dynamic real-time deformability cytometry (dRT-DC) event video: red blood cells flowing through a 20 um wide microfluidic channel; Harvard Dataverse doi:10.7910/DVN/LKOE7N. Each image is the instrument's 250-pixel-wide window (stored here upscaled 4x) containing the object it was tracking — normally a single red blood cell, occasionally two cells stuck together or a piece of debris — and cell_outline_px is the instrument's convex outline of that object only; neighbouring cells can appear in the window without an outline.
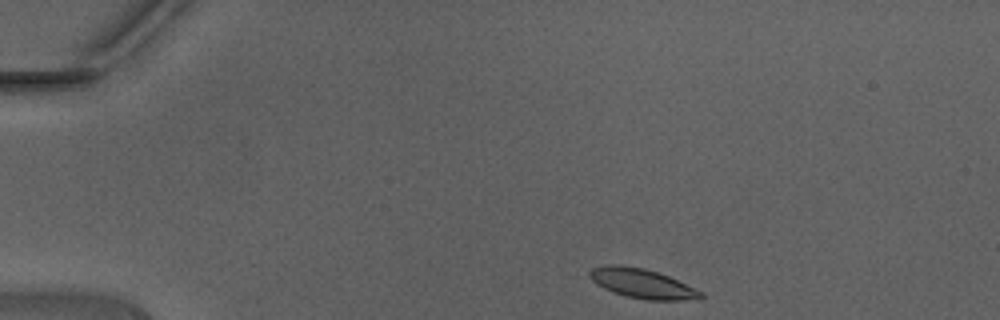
{"species": "Egyptian fruit bat (a non-hibernating species)", "species_latin": "Rousettus aegyptiacus", "temperature_condition": "warm", "stored_images_in_passage": 39, "camera_frame_rate_fps": 3000, "um_per_image_px": 0.085, "animal": {"sex": "male"}, "frame": {"image": 1, "passage_image": 1, "time_ms": 0.0, "image_size_px": [1000, 320], "cell_outline_px": [[704, 296], [700, 300], [648, 300], [624, 296], [604, 288], [596, 284], [588, 276], [588, 272], [592, 268], [612, 264], [616, 264], [644, 268], [668, 276], [704, 292]], "centroid_in_image_um": [54.61, 24.11], "position_along_channel_um": 30.4, "area_um2": 19.19}}
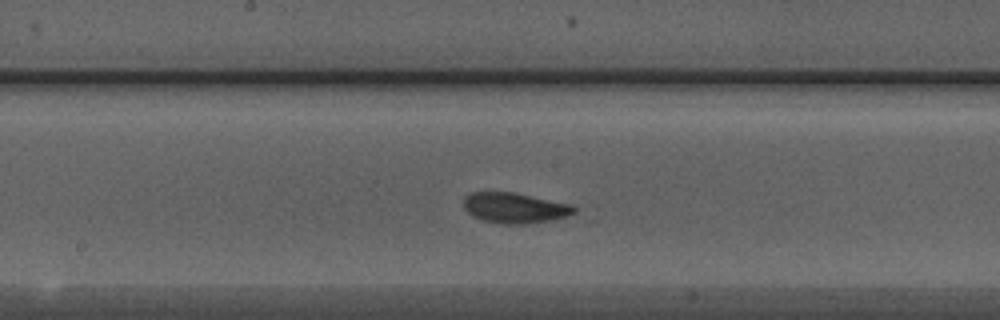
{"frame": {"image": 2, "passage_image": 18, "time_ms": 5.667, "image_size_px": [1000, 320], "cell_outline_px": [[576, 212], [568, 216], [552, 220], [524, 224], [500, 224], [484, 220], [472, 216], [464, 208], [464, 196], [472, 192], [512, 192], [572, 204], [576, 208]], "centroid_in_image_um": [43.76, 17.67], "position_along_channel_um": 204.4, "area_um2": 19.65}}
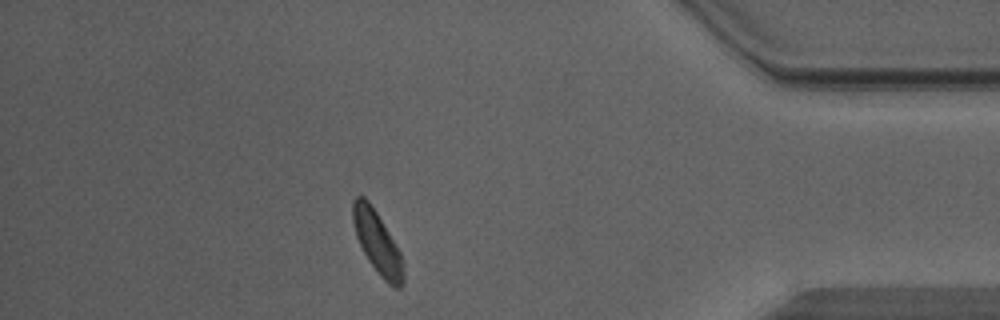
{"frame": {"image": 3, "passage_image": 34, "time_ms": 11.0, "image_size_px": [1000, 320], "cell_outline_px": [[404, 280], [400, 288], [396, 288], [388, 284], [380, 276], [368, 260], [356, 236], [352, 220], [352, 200], [356, 196], [364, 196], [368, 200], [376, 212], [396, 244], [404, 260]], "centroid_in_image_um": [32.08, 20.63], "position_along_channel_um": 403.1, "area_um2": 18.38}, "authors_computed_cell_mechanics": {"area_um2": 18.6694, "velocity_mm_per_s": 4.396, "shape_relaxation_time_tau1_ms": 1.7749, "shape_relaxation_time_tau2_ms": 2.6343, "deformation_change_tau1": 0.0758, "deformation_change_tau2": 0.0866}}